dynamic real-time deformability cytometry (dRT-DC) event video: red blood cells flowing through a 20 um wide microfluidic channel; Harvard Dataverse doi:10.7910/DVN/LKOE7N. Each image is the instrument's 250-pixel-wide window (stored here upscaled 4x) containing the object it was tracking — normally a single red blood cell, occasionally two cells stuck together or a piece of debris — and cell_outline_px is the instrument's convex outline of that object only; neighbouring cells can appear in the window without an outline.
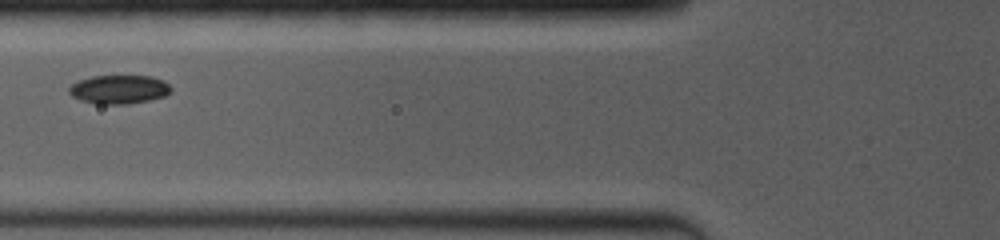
{"species": "common noctule bat (a hibernating species)", "species_latin": "Nyctalus noctula", "temperature_condition": "room temperature", "stored_images_in_passage": 7, "camera_frame_rate_fps": 4000, "um_per_image_px": 0.085, "animal": {"sex": "female", "body_mass_g": 19.0, "forearm_length_mm": 53.3}, "frame": {"image": 1, "passage_image": 5, "time_ms": 2.75, "image_size_px": [1000, 240], "cell_outline_px": [[172, 88], [164, 96], [148, 100], [128, 104], [96, 104], [80, 100], [72, 96], [68, 92], [68, 88], [72, 84], [80, 80], [92, 76], [152, 76], [164, 80]], "centroid_in_image_um": [10.1, 7.6], "position_along_channel_um": 115.7, "area_um2": 17.05}}